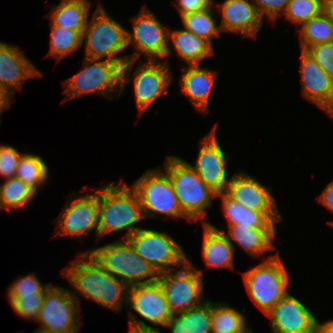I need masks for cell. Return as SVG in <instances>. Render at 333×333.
I'll return each mask as SVG.
<instances>
[{
    "instance_id": "cell-44",
    "label": "cell",
    "mask_w": 333,
    "mask_h": 333,
    "mask_svg": "<svg viewBox=\"0 0 333 333\" xmlns=\"http://www.w3.org/2000/svg\"><path fill=\"white\" fill-rule=\"evenodd\" d=\"M314 333H333V319L323 324L317 320L314 327Z\"/></svg>"
},
{
    "instance_id": "cell-30",
    "label": "cell",
    "mask_w": 333,
    "mask_h": 333,
    "mask_svg": "<svg viewBox=\"0 0 333 333\" xmlns=\"http://www.w3.org/2000/svg\"><path fill=\"white\" fill-rule=\"evenodd\" d=\"M48 172V166L41 156L33 153H22L15 177L22 180L38 194V188L48 181Z\"/></svg>"
},
{
    "instance_id": "cell-2",
    "label": "cell",
    "mask_w": 333,
    "mask_h": 333,
    "mask_svg": "<svg viewBox=\"0 0 333 333\" xmlns=\"http://www.w3.org/2000/svg\"><path fill=\"white\" fill-rule=\"evenodd\" d=\"M144 215L135 190L123 181L98 188V238L127 230V239L141 227L135 226Z\"/></svg>"
},
{
    "instance_id": "cell-10",
    "label": "cell",
    "mask_w": 333,
    "mask_h": 333,
    "mask_svg": "<svg viewBox=\"0 0 333 333\" xmlns=\"http://www.w3.org/2000/svg\"><path fill=\"white\" fill-rule=\"evenodd\" d=\"M144 218L158 217L157 213L175 218L186 217L180 206L168 174L160 169H150L133 182Z\"/></svg>"
},
{
    "instance_id": "cell-32",
    "label": "cell",
    "mask_w": 333,
    "mask_h": 333,
    "mask_svg": "<svg viewBox=\"0 0 333 333\" xmlns=\"http://www.w3.org/2000/svg\"><path fill=\"white\" fill-rule=\"evenodd\" d=\"M37 194L29 188L22 180L17 177L6 179L1 185L0 183V199L2 210L7 208L17 209L26 207Z\"/></svg>"
},
{
    "instance_id": "cell-7",
    "label": "cell",
    "mask_w": 333,
    "mask_h": 333,
    "mask_svg": "<svg viewBox=\"0 0 333 333\" xmlns=\"http://www.w3.org/2000/svg\"><path fill=\"white\" fill-rule=\"evenodd\" d=\"M289 274L277 252L243 273L251 300L267 314L287 293Z\"/></svg>"
},
{
    "instance_id": "cell-3",
    "label": "cell",
    "mask_w": 333,
    "mask_h": 333,
    "mask_svg": "<svg viewBox=\"0 0 333 333\" xmlns=\"http://www.w3.org/2000/svg\"><path fill=\"white\" fill-rule=\"evenodd\" d=\"M164 171L171 180L178 204L187 220L193 222L201 219L203 224L208 223L205 210L212 205V199L217 194L200 179L189 162L178 156L166 158Z\"/></svg>"
},
{
    "instance_id": "cell-9",
    "label": "cell",
    "mask_w": 333,
    "mask_h": 333,
    "mask_svg": "<svg viewBox=\"0 0 333 333\" xmlns=\"http://www.w3.org/2000/svg\"><path fill=\"white\" fill-rule=\"evenodd\" d=\"M172 314L187 311L203 302V270L195 269L191 261L180 268L160 273L158 280Z\"/></svg>"
},
{
    "instance_id": "cell-47",
    "label": "cell",
    "mask_w": 333,
    "mask_h": 333,
    "mask_svg": "<svg viewBox=\"0 0 333 333\" xmlns=\"http://www.w3.org/2000/svg\"><path fill=\"white\" fill-rule=\"evenodd\" d=\"M33 333H57V332H46V331H43L40 329H36L35 332H33Z\"/></svg>"
},
{
    "instance_id": "cell-18",
    "label": "cell",
    "mask_w": 333,
    "mask_h": 333,
    "mask_svg": "<svg viewBox=\"0 0 333 333\" xmlns=\"http://www.w3.org/2000/svg\"><path fill=\"white\" fill-rule=\"evenodd\" d=\"M232 200L260 212H279L270 187L242 171L234 173L224 192Z\"/></svg>"
},
{
    "instance_id": "cell-24",
    "label": "cell",
    "mask_w": 333,
    "mask_h": 333,
    "mask_svg": "<svg viewBox=\"0 0 333 333\" xmlns=\"http://www.w3.org/2000/svg\"><path fill=\"white\" fill-rule=\"evenodd\" d=\"M228 230L222 233L233 245L236 242L249 256H263L269 250H275L273 240L277 228H251L240 224L228 225ZM227 233V234H226Z\"/></svg>"
},
{
    "instance_id": "cell-28",
    "label": "cell",
    "mask_w": 333,
    "mask_h": 333,
    "mask_svg": "<svg viewBox=\"0 0 333 333\" xmlns=\"http://www.w3.org/2000/svg\"><path fill=\"white\" fill-rule=\"evenodd\" d=\"M90 6L88 0H61L50 11V22L54 26L78 31L82 35L89 19Z\"/></svg>"
},
{
    "instance_id": "cell-17",
    "label": "cell",
    "mask_w": 333,
    "mask_h": 333,
    "mask_svg": "<svg viewBox=\"0 0 333 333\" xmlns=\"http://www.w3.org/2000/svg\"><path fill=\"white\" fill-rule=\"evenodd\" d=\"M127 304L144 320L155 326L165 327L173 316L158 281L130 286Z\"/></svg>"
},
{
    "instance_id": "cell-45",
    "label": "cell",
    "mask_w": 333,
    "mask_h": 333,
    "mask_svg": "<svg viewBox=\"0 0 333 333\" xmlns=\"http://www.w3.org/2000/svg\"><path fill=\"white\" fill-rule=\"evenodd\" d=\"M322 13L328 18L333 25V0H323Z\"/></svg>"
},
{
    "instance_id": "cell-46",
    "label": "cell",
    "mask_w": 333,
    "mask_h": 333,
    "mask_svg": "<svg viewBox=\"0 0 333 333\" xmlns=\"http://www.w3.org/2000/svg\"><path fill=\"white\" fill-rule=\"evenodd\" d=\"M10 103H12L11 100L0 91V114L10 106Z\"/></svg>"
},
{
    "instance_id": "cell-25",
    "label": "cell",
    "mask_w": 333,
    "mask_h": 333,
    "mask_svg": "<svg viewBox=\"0 0 333 333\" xmlns=\"http://www.w3.org/2000/svg\"><path fill=\"white\" fill-rule=\"evenodd\" d=\"M221 198L222 209L228 225L240 224L251 228H276V223L283 220L280 212L254 211L229 198L224 192L216 195Z\"/></svg>"
},
{
    "instance_id": "cell-11",
    "label": "cell",
    "mask_w": 333,
    "mask_h": 333,
    "mask_svg": "<svg viewBox=\"0 0 333 333\" xmlns=\"http://www.w3.org/2000/svg\"><path fill=\"white\" fill-rule=\"evenodd\" d=\"M126 240L158 274L174 270L175 265L180 268L187 262L181 245L165 232L141 228Z\"/></svg>"
},
{
    "instance_id": "cell-19",
    "label": "cell",
    "mask_w": 333,
    "mask_h": 333,
    "mask_svg": "<svg viewBox=\"0 0 333 333\" xmlns=\"http://www.w3.org/2000/svg\"><path fill=\"white\" fill-rule=\"evenodd\" d=\"M40 76L42 73L18 47L0 41V91L8 99H12L23 81Z\"/></svg>"
},
{
    "instance_id": "cell-41",
    "label": "cell",
    "mask_w": 333,
    "mask_h": 333,
    "mask_svg": "<svg viewBox=\"0 0 333 333\" xmlns=\"http://www.w3.org/2000/svg\"><path fill=\"white\" fill-rule=\"evenodd\" d=\"M176 6L180 13V17L193 12H198L211 7L213 0H176Z\"/></svg>"
},
{
    "instance_id": "cell-43",
    "label": "cell",
    "mask_w": 333,
    "mask_h": 333,
    "mask_svg": "<svg viewBox=\"0 0 333 333\" xmlns=\"http://www.w3.org/2000/svg\"><path fill=\"white\" fill-rule=\"evenodd\" d=\"M318 201L333 212V180L328 183L324 191L319 195Z\"/></svg>"
},
{
    "instance_id": "cell-1",
    "label": "cell",
    "mask_w": 333,
    "mask_h": 333,
    "mask_svg": "<svg viewBox=\"0 0 333 333\" xmlns=\"http://www.w3.org/2000/svg\"><path fill=\"white\" fill-rule=\"evenodd\" d=\"M63 275L83 297L112 310L122 309L127 302L129 287L105 271L88 252H80Z\"/></svg>"
},
{
    "instance_id": "cell-6",
    "label": "cell",
    "mask_w": 333,
    "mask_h": 333,
    "mask_svg": "<svg viewBox=\"0 0 333 333\" xmlns=\"http://www.w3.org/2000/svg\"><path fill=\"white\" fill-rule=\"evenodd\" d=\"M82 45L85 42V57L118 62L122 66L128 61V55H116L128 47L127 29L110 17L103 6L98 5L91 22L87 21L82 33Z\"/></svg>"
},
{
    "instance_id": "cell-40",
    "label": "cell",
    "mask_w": 333,
    "mask_h": 333,
    "mask_svg": "<svg viewBox=\"0 0 333 333\" xmlns=\"http://www.w3.org/2000/svg\"><path fill=\"white\" fill-rule=\"evenodd\" d=\"M261 18L267 16L271 21L284 14L290 0H252Z\"/></svg>"
},
{
    "instance_id": "cell-12",
    "label": "cell",
    "mask_w": 333,
    "mask_h": 333,
    "mask_svg": "<svg viewBox=\"0 0 333 333\" xmlns=\"http://www.w3.org/2000/svg\"><path fill=\"white\" fill-rule=\"evenodd\" d=\"M77 306V293L52 285L45 293L42 307L37 317L46 332L77 333L81 326Z\"/></svg>"
},
{
    "instance_id": "cell-42",
    "label": "cell",
    "mask_w": 333,
    "mask_h": 333,
    "mask_svg": "<svg viewBox=\"0 0 333 333\" xmlns=\"http://www.w3.org/2000/svg\"><path fill=\"white\" fill-rule=\"evenodd\" d=\"M129 332L128 333H161L160 329L147 325L141 319L139 320L133 312L129 311Z\"/></svg>"
},
{
    "instance_id": "cell-26",
    "label": "cell",
    "mask_w": 333,
    "mask_h": 333,
    "mask_svg": "<svg viewBox=\"0 0 333 333\" xmlns=\"http://www.w3.org/2000/svg\"><path fill=\"white\" fill-rule=\"evenodd\" d=\"M170 41L179 58L185 61L187 66L200 65L203 59L214 54L213 47L206 40L185 29H169L168 43Z\"/></svg>"
},
{
    "instance_id": "cell-5",
    "label": "cell",
    "mask_w": 333,
    "mask_h": 333,
    "mask_svg": "<svg viewBox=\"0 0 333 333\" xmlns=\"http://www.w3.org/2000/svg\"><path fill=\"white\" fill-rule=\"evenodd\" d=\"M84 252H88L105 271L128 287L158 280L159 274L134 251L126 239Z\"/></svg>"
},
{
    "instance_id": "cell-27",
    "label": "cell",
    "mask_w": 333,
    "mask_h": 333,
    "mask_svg": "<svg viewBox=\"0 0 333 333\" xmlns=\"http://www.w3.org/2000/svg\"><path fill=\"white\" fill-rule=\"evenodd\" d=\"M211 318V301L206 300L197 307L173 314L165 328H170L171 333H212Z\"/></svg>"
},
{
    "instance_id": "cell-14",
    "label": "cell",
    "mask_w": 333,
    "mask_h": 333,
    "mask_svg": "<svg viewBox=\"0 0 333 333\" xmlns=\"http://www.w3.org/2000/svg\"><path fill=\"white\" fill-rule=\"evenodd\" d=\"M217 124L213 130L201 139L195 165L190 166L200 179L216 194L225 192L230 178L227 177V159L216 136Z\"/></svg>"
},
{
    "instance_id": "cell-21",
    "label": "cell",
    "mask_w": 333,
    "mask_h": 333,
    "mask_svg": "<svg viewBox=\"0 0 333 333\" xmlns=\"http://www.w3.org/2000/svg\"><path fill=\"white\" fill-rule=\"evenodd\" d=\"M222 16L219 24L221 32H236L256 38L263 25L257 8L249 0H225L218 9Z\"/></svg>"
},
{
    "instance_id": "cell-37",
    "label": "cell",
    "mask_w": 333,
    "mask_h": 333,
    "mask_svg": "<svg viewBox=\"0 0 333 333\" xmlns=\"http://www.w3.org/2000/svg\"><path fill=\"white\" fill-rule=\"evenodd\" d=\"M52 286L48 283L45 286L35 274L24 275L16 279L8 288V296H35L37 293H46Z\"/></svg>"
},
{
    "instance_id": "cell-35",
    "label": "cell",
    "mask_w": 333,
    "mask_h": 333,
    "mask_svg": "<svg viewBox=\"0 0 333 333\" xmlns=\"http://www.w3.org/2000/svg\"><path fill=\"white\" fill-rule=\"evenodd\" d=\"M323 0H290L283 15L293 24L302 26L322 13Z\"/></svg>"
},
{
    "instance_id": "cell-48",
    "label": "cell",
    "mask_w": 333,
    "mask_h": 333,
    "mask_svg": "<svg viewBox=\"0 0 333 333\" xmlns=\"http://www.w3.org/2000/svg\"><path fill=\"white\" fill-rule=\"evenodd\" d=\"M0 210H2V203H1V199H0Z\"/></svg>"
},
{
    "instance_id": "cell-20",
    "label": "cell",
    "mask_w": 333,
    "mask_h": 333,
    "mask_svg": "<svg viewBox=\"0 0 333 333\" xmlns=\"http://www.w3.org/2000/svg\"><path fill=\"white\" fill-rule=\"evenodd\" d=\"M301 83L305 99L333 116V79L304 50H301Z\"/></svg>"
},
{
    "instance_id": "cell-33",
    "label": "cell",
    "mask_w": 333,
    "mask_h": 333,
    "mask_svg": "<svg viewBox=\"0 0 333 333\" xmlns=\"http://www.w3.org/2000/svg\"><path fill=\"white\" fill-rule=\"evenodd\" d=\"M300 29V47L306 50L309 46L333 42V25L321 13L305 22Z\"/></svg>"
},
{
    "instance_id": "cell-22",
    "label": "cell",
    "mask_w": 333,
    "mask_h": 333,
    "mask_svg": "<svg viewBox=\"0 0 333 333\" xmlns=\"http://www.w3.org/2000/svg\"><path fill=\"white\" fill-rule=\"evenodd\" d=\"M216 70L201 65L183 67L180 76V89L201 113L209 112V99L218 77Z\"/></svg>"
},
{
    "instance_id": "cell-16",
    "label": "cell",
    "mask_w": 333,
    "mask_h": 333,
    "mask_svg": "<svg viewBox=\"0 0 333 333\" xmlns=\"http://www.w3.org/2000/svg\"><path fill=\"white\" fill-rule=\"evenodd\" d=\"M273 333H313L316 317L289 292L266 314Z\"/></svg>"
},
{
    "instance_id": "cell-38",
    "label": "cell",
    "mask_w": 333,
    "mask_h": 333,
    "mask_svg": "<svg viewBox=\"0 0 333 333\" xmlns=\"http://www.w3.org/2000/svg\"><path fill=\"white\" fill-rule=\"evenodd\" d=\"M21 153L10 145H0V176L6 179L15 177Z\"/></svg>"
},
{
    "instance_id": "cell-39",
    "label": "cell",
    "mask_w": 333,
    "mask_h": 333,
    "mask_svg": "<svg viewBox=\"0 0 333 333\" xmlns=\"http://www.w3.org/2000/svg\"><path fill=\"white\" fill-rule=\"evenodd\" d=\"M305 52L333 79V42L309 46Z\"/></svg>"
},
{
    "instance_id": "cell-34",
    "label": "cell",
    "mask_w": 333,
    "mask_h": 333,
    "mask_svg": "<svg viewBox=\"0 0 333 333\" xmlns=\"http://www.w3.org/2000/svg\"><path fill=\"white\" fill-rule=\"evenodd\" d=\"M50 24L52 27L49 55L60 60L70 54L72 55L76 49L82 46V35L78 31L54 26L52 23Z\"/></svg>"
},
{
    "instance_id": "cell-36",
    "label": "cell",
    "mask_w": 333,
    "mask_h": 333,
    "mask_svg": "<svg viewBox=\"0 0 333 333\" xmlns=\"http://www.w3.org/2000/svg\"><path fill=\"white\" fill-rule=\"evenodd\" d=\"M44 296L45 293H37L35 296H8V298L19 317L32 319L36 322Z\"/></svg>"
},
{
    "instance_id": "cell-29",
    "label": "cell",
    "mask_w": 333,
    "mask_h": 333,
    "mask_svg": "<svg viewBox=\"0 0 333 333\" xmlns=\"http://www.w3.org/2000/svg\"><path fill=\"white\" fill-rule=\"evenodd\" d=\"M212 333H255L247 325L242 312L226 303L211 302Z\"/></svg>"
},
{
    "instance_id": "cell-15",
    "label": "cell",
    "mask_w": 333,
    "mask_h": 333,
    "mask_svg": "<svg viewBox=\"0 0 333 333\" xmlns=\"http://www.w3.org/2000/svg\"><path fill=\"white\" fill-rule=\"evenodd\" d=\"M172 71L165 61L143 62L133 73V86L139 114L165 95L172 83Z\"/></svg>"
},
{
    "instance_id": "cell-23",
    "label": "cell",
    "mask_w": 333,
    "mask_h": 333,
    "mask_svg": "<svg viewBox=\"0 0 333 333\" xmlns=\"http://www.w3.org/2000/svg\"><path fill=\"white\" fill-rule=\"evenodd\" d=\"M203 227L202 258L206 267L234 270V245L210 222L203 224Z\"/></svg>"
},
{
    "instance_id": "cell-31",
    "label": "cell",
    "mask_w": 333,
    "mask_h": 333,
    "mask_svg": "<svg viewBox=\"0 0 333 333\" xmlns=\"http://www.w3.org/2000/svg\"><path fill=\"white\" fill-rule=\"evenodd\" d=\"M213 5L205 10L181 16L184 29L206 40L212 47V39L220 37L221 29L216 24Z\"/></svg>"
},
{
    "instance_id": "cell-13",
    "label": "cell",
    "mask_w": 333,
    "mask_h": 333,
    "mask_svg": "<svg viewBox=\"0 0 333 333\" xmlns=\"http://www.w3.org/2000/svg\"><path fill=\"white\" fill-rule=\"evenodd\" d=\"M95 191L68 200L57 219V235L83 238L95 229L98 237V188Z\"/></svg>"
},
{
    "instance_id": "cell-4",
    "label": "cell",
    "mask_w": 333,
    "mask_h": 333,
    "mask_svg": "<svg viewBox=\"0 0 333 333\" xmlns=\"http://www.w3.org/2000/svg\"><path fill=\"white\" fill-rule=\"evenodd\" d=\"M133 32L127 30V44H133L135 50L133 54L128 55V61L122 66V88L123 93L125 85L130 82V71L136 60L141 54H145L150 61H159L166 59L172 53L168 43L169 28L166 29L164 24L143 5L141 11L133 19Z\"/></svg>"
},
{
    "instance_id": "cell-8",
    "label": "cell",
    "mask_w": 333,
    "mask_h": 333,
    "mask_svg": "<svg viewBox=\"0 0 333 333\" xmlns=\"http://www.w3.org/2000/svg\"><path fill=\"white\" fill-rule=\"evenodd\" d=\"M84 68L76 75L65 80L68 85L64 90L65 101L88 94H101L113 99L112 91L121 95L122 88V65L118 62L102 59L86 58Z\"/></svg>"
}]
</instances>
